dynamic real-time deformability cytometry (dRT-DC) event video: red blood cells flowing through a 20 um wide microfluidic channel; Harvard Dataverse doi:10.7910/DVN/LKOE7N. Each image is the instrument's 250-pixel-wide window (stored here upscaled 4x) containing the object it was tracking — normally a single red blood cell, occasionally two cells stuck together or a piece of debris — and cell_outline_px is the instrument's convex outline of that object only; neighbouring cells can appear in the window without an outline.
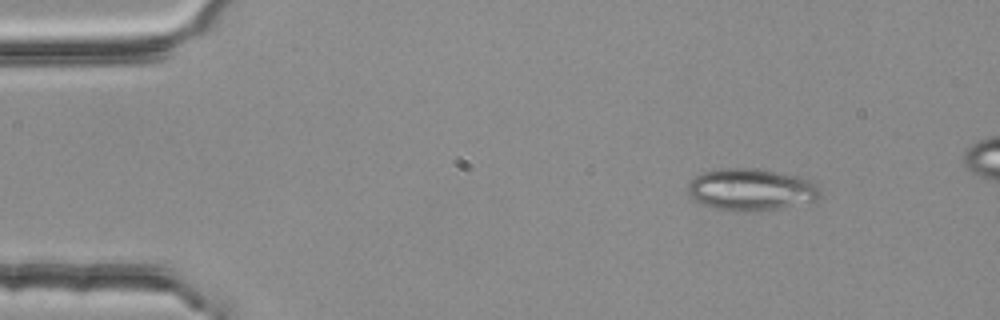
{"species": "common noctule bat (a hibernating species)", "species_latin": "Nyctalus noctula", "temperature_condition": "room temperature", "stored_images_in_passage": 5, "camera_frame_rate_fps": 3000, "um_per_image_px": 0.085, "animal": {"sex": "female", "body_mass_g": 25.1}, "frame": {"image": 1, "passage_image": 2, "time_ms": 0.333, "image_size_px": [1000, 320], "cell_outline_px": [[824, 196], [816, 200], [776, 208], [716, 208], [700, 204], [692, 200], [688, 192], [688, 184], [696, 176], [704, 172], [720, 168], [752, 168], [800, 176], [812, 180], [820, 188]], "centroid_in_image_um": [63.87, 16.06], "position_along_channel_um": 21.1, "area_um2": 31.5}}